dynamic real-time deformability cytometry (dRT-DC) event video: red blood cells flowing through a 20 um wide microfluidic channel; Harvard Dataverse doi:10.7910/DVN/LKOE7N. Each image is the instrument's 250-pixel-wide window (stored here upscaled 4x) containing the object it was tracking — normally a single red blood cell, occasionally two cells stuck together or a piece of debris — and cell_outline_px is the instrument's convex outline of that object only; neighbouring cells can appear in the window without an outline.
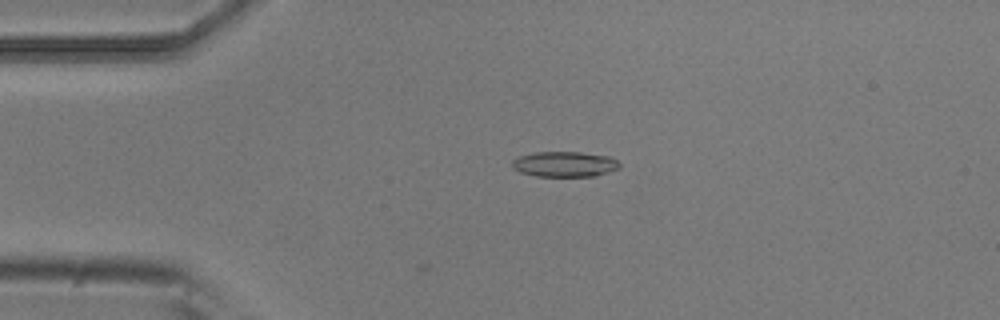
{"species": "common noctule bat (a hibernating species)", "species_latin": "Nyctalus noctula", "temperature_condition": "room temperature", "stored_images_in_passage": 4, "camera_frame_rate_fps": 3000, "um_per_image_px": 0.085, "animal": {"sex": "male", "body_mass_g": 20.5, "forearm_length_mm": 52.5}, "frame": {"image": 1, "passage_image": 3, "time_ms": 0.667, "image_size_px": [1000, 320], "cell_outline_px": [[620, 168], [596, 176], [536, 176], [520, 172], [512, 168], [512, 160], [520, 156], [536, 152], [580, 152], [612, 156], [620, 164]], "centroid_in_image_um": [48.01, 13.95], "position_along_channel_um": 37.0, "area_um2": 15.95}}